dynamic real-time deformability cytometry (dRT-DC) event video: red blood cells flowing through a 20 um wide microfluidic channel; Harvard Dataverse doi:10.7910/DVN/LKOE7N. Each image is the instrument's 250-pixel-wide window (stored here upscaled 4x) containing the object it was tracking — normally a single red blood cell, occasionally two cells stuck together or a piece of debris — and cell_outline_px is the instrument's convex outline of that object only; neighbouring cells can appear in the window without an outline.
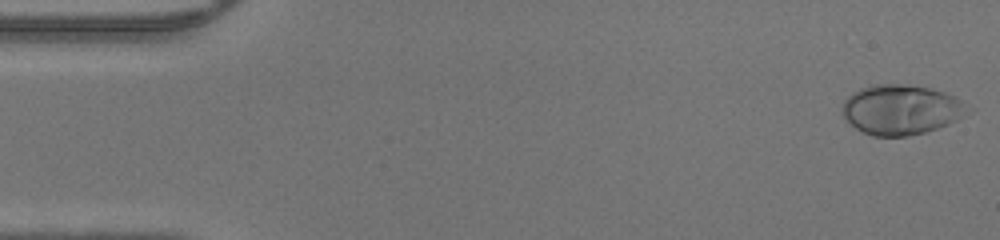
{"species": "human", "species_latin": "Homo sapiens", "temperature_condition": "warm", "stored_images_in_passage": 47, "camera_frame_rate_fps": 3000, "um_per_image_px": 0.085, "donor": {"sex": "male"}, "frame": {"image": 1, "passage_image": 1, "time_ms": 0.0, "image_size_px": [1000, 240], "cell_outline_px": [[968, 112], [956, 120], [948, 124], [924, 132], [908, 136], [872, 136], [856, 128], [844, 120], [840, 108], [844, 100], [852, 92], [860, 88], [872, 84], [908, 84], [932, 88], [956, 96], [960, 100]], "centroid_in_image_um": [76.52, 9.31], "position_along_channel_um": 8.5, "area_um2": 36.59}}
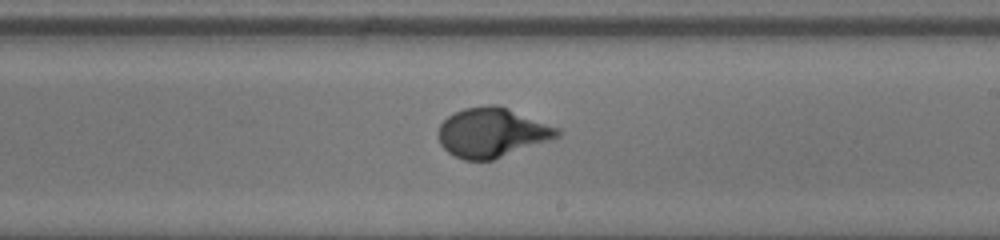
{"frame": {"image": 2, "passage_image": 27, "time_ms": 8.667, "image_size_px": [1000, 240], "cell_outline_px": [[560, 136], [492, 160], [464, 160], [448, 152], [440, 144], [440, 124], [448, 116], [464, 108], [488, 104], [496, 104], [508, 108], [560, 128]], "centroid_in_image_um": [41.83, 11.25], "position_along_channel_um": 247.2, "area_um2": 33.87}}
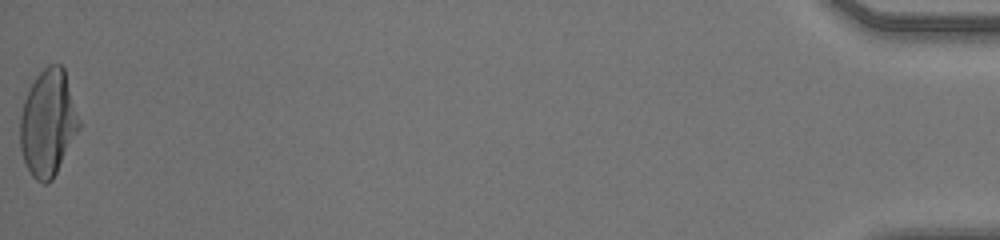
{"frame": {"image": 3, "passage_image": 47, "time_ms": 15.333, "image_size_px": [1000, 240], "cell_outline_px": [[80, 128], [52, 180], [48, 184], [44, 184], [36, 180], [32, 176], [24, 160], [20, 148], [20, 116], [24, 100], [36, 76], [48, 64], [60, 64], [64, 68], [80, 120]], "centroid_in_image_um": [4.08, 10.46], "position_along_channel_um": 431.1, "area_um2": 36.41}}